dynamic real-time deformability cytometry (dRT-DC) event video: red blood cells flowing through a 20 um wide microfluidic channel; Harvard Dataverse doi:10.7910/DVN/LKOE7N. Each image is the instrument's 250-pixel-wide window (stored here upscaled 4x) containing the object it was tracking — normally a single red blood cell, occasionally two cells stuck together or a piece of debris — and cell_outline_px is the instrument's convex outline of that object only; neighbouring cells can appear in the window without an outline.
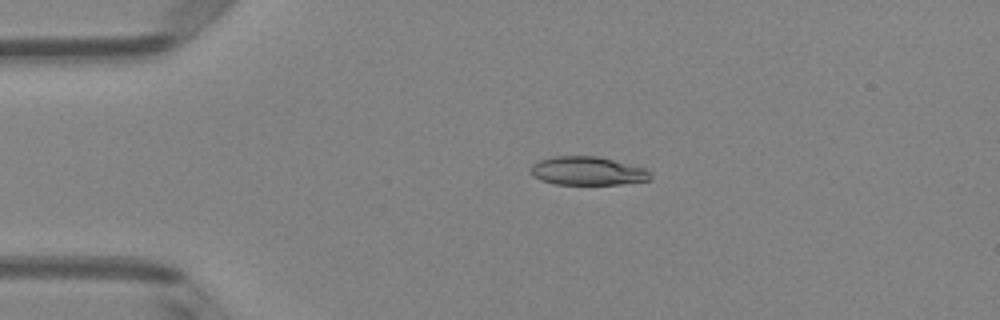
{"species": "Egyptian fruit bat (a non-hibernating species)", "species_latin": "Rousettus aegyptiacus", "temperature_condition": "room temperature", "stored_images_in_passage": 10, "camera_frame_rate_fps": 3000, "um_per_image_px": 0.085, "animal": {"sex": "female"}, "frame": {"image": 1, "passage_image": 10, "time_ms": 3.0, "image_size_px": [1000, 320], "cell_outline_px": [[652, 176], [648, 180], [624, 184], [556, 184], [540, 180], [532, 176], [528, 172], [528, 168], [532, 164], [540, 160], [552, 156], [596, 156], [644, 168]], "centroid_in_image_um": [49.85, 14.53], "position_along_channel_um": 35.1, "area_um2": 19.88}}